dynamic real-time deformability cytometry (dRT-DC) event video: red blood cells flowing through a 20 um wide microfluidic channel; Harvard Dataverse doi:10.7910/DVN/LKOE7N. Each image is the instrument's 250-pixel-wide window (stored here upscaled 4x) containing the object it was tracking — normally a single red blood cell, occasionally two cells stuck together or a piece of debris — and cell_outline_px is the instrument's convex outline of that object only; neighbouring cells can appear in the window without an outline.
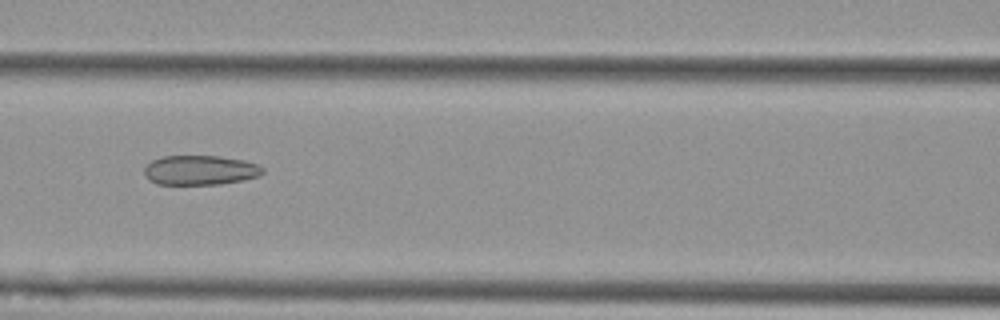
{"species": "Egyptian fruit bat (a non-hibernating species)", "species_latin": "Rousettus aegyptiacus", "temperature_condition": "cold", "stored_images_in_passage": 8, "camera_frame_rate_fps": 3000, "um_per_image_px": 0.085, "animal": {"sex": "female"}, "frame": {"image": 1, "passage_image": 4, "time_ms": 1.0, "image_size_px": [1000, 320], "cell_outline_px": [[264, 172], [260, 176], [244, 180], [220, 184], [156, 184], [148, 180], [144, 172], [144, 168], [152, 160], [164, 156], [220, 156], [244, 160], [256, 164], [264, 168]], "centroid_in_image_um": [17.03, 14.47], "position_along_channel_um": 149.6, "area_um2": 20.52}}
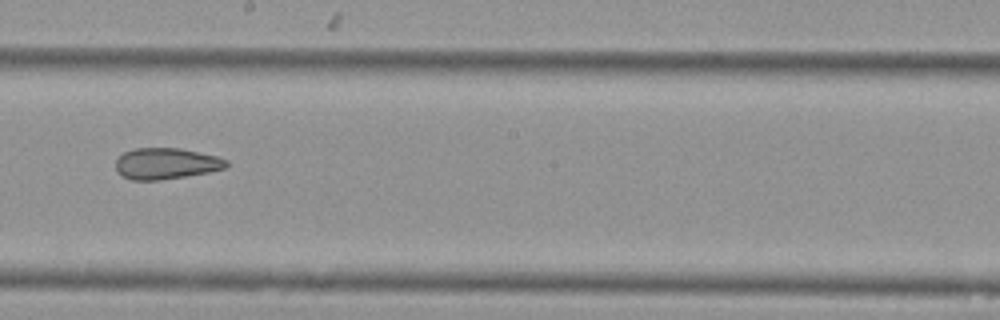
{"frame": {"image": 2, "passage_image": 6, "time_ms": 1.667, "image_size_px": [1000, 320], "cell_outline_px": [[228, 164], [224, 168], [208, 172], [160, 180], [132, 180], [124, 176], [116, 168], [116, 160], [124, 152], [136, 148], [180, 148], [216, 156], [228, 160]], "centroid_in_image_um": [14.12, 13.89], "position_along_channel_um": 234.1, "area_um2": 19.83}}
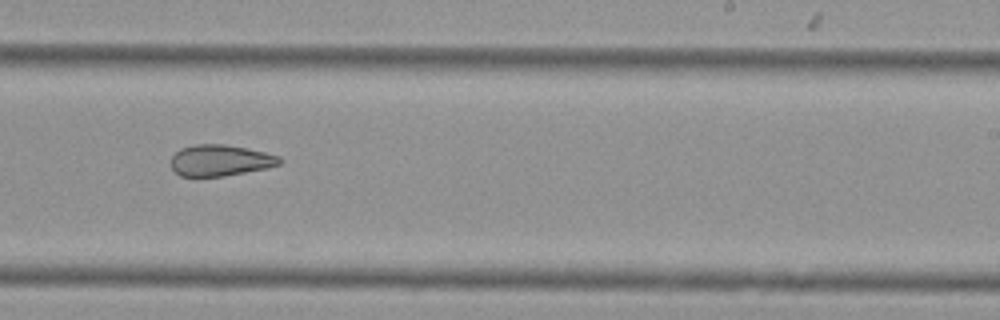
{"frame": {"image": 3, "passage_image": 7, "time_ms": 2.0, "image_size_px": [1000, 320], "cell_outline_px": [[284, 160], [280, 164], [268, 168], [224, 176], [180, 176], [172, 168], [172, 156], [180, 148], [192, 144], [224, 144], [264, 152], [280, 156]], "centroid_in_image_um": [18.74, 13.63], "position_along_channel_um": 270.3, "area_um2": 19.77}}